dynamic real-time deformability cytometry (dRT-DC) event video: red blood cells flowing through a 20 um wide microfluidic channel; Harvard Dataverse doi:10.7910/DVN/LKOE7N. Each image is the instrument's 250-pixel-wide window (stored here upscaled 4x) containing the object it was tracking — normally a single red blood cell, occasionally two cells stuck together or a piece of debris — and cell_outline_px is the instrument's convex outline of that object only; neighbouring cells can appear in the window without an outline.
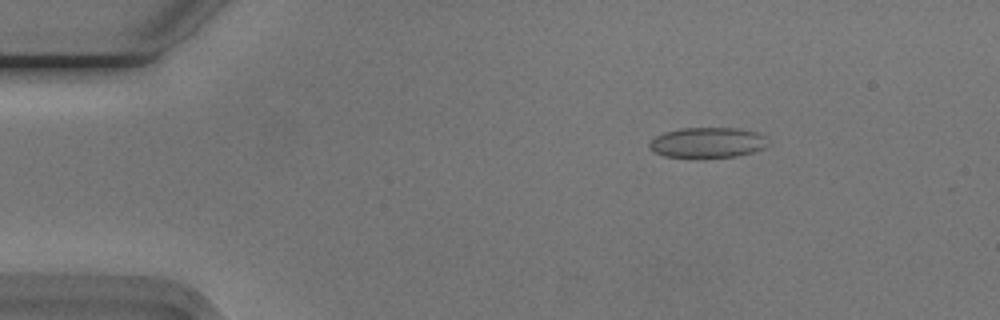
{"species": "Egyptian fruit bat (a non-hibernating species)", "species_latin": "Rousettus aegyptiacus", "temperature_condition": "cold", "stored_images_in_passage": 56, "camera_frame_rate_fps": 3000, "um_per_image_px": 0.085, "animal": {"sex": "male"}, "frame": {"image": 1, "passage_image": 9, "time_ms": 2.667, "image_size_px": [1000, 320], "cell_outline_px": [[764, 148], [752, 152], [736, 156], [664, 156], [656, 152], [648, 144], [656, 136], [664, 132], [680, 128], [736, 128], [756, 132], [764, 136]], "centroid_in_image_um": [60.11, 12.09], "position_along_channel_um": 24.9, "area_um2": 20.23}}
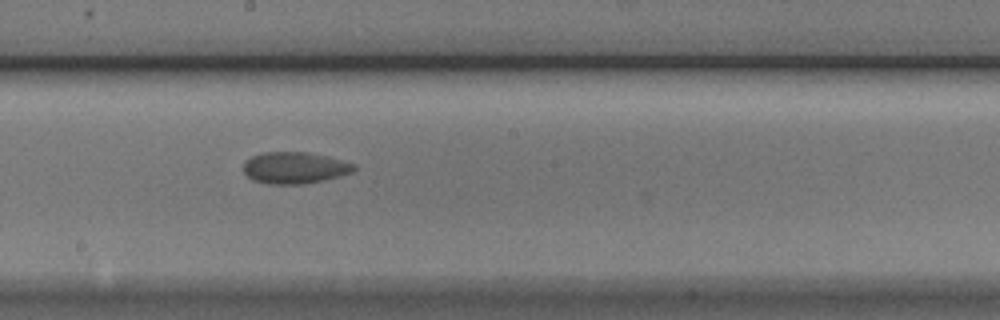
{"frame": {"image": 2, "passage_image": 31, "time_ms": 10.0, "image_size_px": [1000, 320], "cell_outline_px": [[356, 168], [352, 172], [304, 184], [268, 184], [252, 180], [244, 172], [244, 164], [252, 156], [264, 152], [304, 152], [324, 156], [340, 160], [352, 164]], "centroid_in_image_um": [24.98, 14.27], "position_along_channel_um": 223.2, "area_um2": 19.83}}
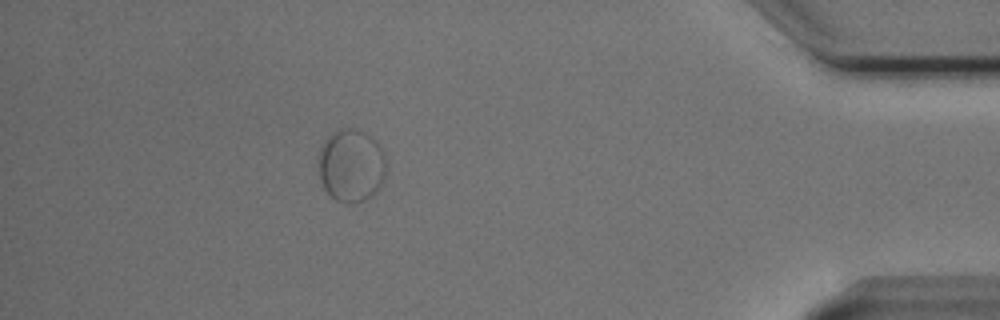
{"frame": {"image": 3, "passage_image": 50, "time_ms": 16.333, "image_size_px": [1000, 320], "cell_outline_px": [[388, 168], [384, 180], [380, 188], [372, 196], [364, 200], [352, 204], [348, 204], [336, 200], [324, 188], [320, 176], [316, 160], [316, 156], [324, 140], [328, 136], [340, 128], [352, 128], [372, 136], [376, 140], [384, 152]], "centroid_in_image_um": [29.87, 14.07], "position_along_channel_um": 405.3, "area_um2": 29.54}}